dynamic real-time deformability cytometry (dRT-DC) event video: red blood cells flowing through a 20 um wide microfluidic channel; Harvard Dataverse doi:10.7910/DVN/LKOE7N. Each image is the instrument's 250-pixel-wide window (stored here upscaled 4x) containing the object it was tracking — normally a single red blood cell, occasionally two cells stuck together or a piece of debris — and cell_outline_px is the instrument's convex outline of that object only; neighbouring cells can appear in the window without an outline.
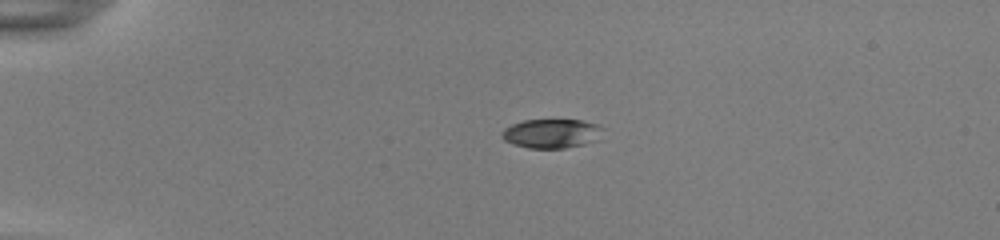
{"species": "common noctule bat (a hibernating species)", "species_latin": "Nyctalus noctula", "temperature_condition": "room temperature", "stored_images_in_passage": 41, "camera_frame_rate_fps": 3000, "um_per_image_px": 0.085, "animal": {"sex": "female", "body_mass_g": 22.0, "forearm_length_mm": 56.7}, "frame": {"image": 1, "passage_image": 1, "time_ms": 0.0, "image_size_px": [1000, 240], "cell_outline_px": [[604, 128], [600, 140], [584, 144], [564, 148], [528, 148], [504, 140], [500, 136], [500, 132], [504, 128], [512, 124], [524, 120], [580, 120], [596, 124]], "centroid_in_image_um": [46.9, 11.35], "position_along_channel_um": 38.1, "area_um2": 17.28}}
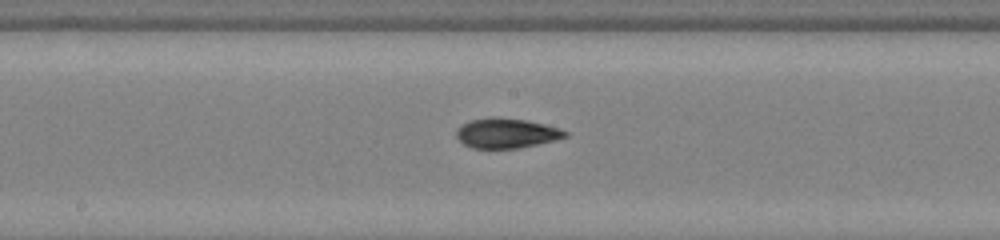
{"frame": {"image": 2, "passage_image": 18, "time_ms": 5.667, "image_size_px": [1000, 240], "cell_outline_px": [[568, 136], [536, 144], [516, 148], [472, 148], [464, 144], [456, 136], [456, 128], [468, 120], [488, 116], [496, 116], [528, 120], [560, 128], [568, 132]], "centroid_in_image_um": [43.0, 11.29], "position_along_channel_um": 205.2, "area_um2": 19.07}}
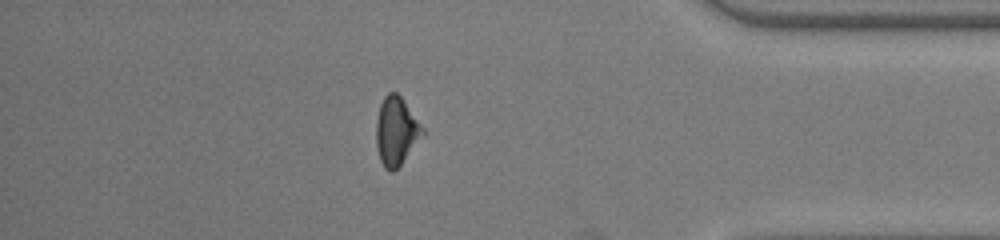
{"frame": {"image": 3, "passage_image": 35, "time_ms": 11.333, "image_size_px": [1000, 240], "cell_outline_px": [[424, 136], [400, 164], [392, 172], [384, 168], [380, 160], [376, 144], [376, 120], [380, 104], [384, 96], [388, 92], [396, 92], [400, 96], [424, 128]], "centroid_in_image_um": [33.67, 11.14], "position_along_channel_um": 401.5, "area_um2": 18.38}, "authors_computed_cell_mechanics": {"area_um2": 18.3804, "velocity_mm_per_s": 3.8969, "shape_relaxation_time_tau1_ms": 3.5488, "shape_relaxation_time_tau2_ms": 3.2938, "deformation_change_tau1": 0.156, "deformation_change_tau2": 0.0944}}